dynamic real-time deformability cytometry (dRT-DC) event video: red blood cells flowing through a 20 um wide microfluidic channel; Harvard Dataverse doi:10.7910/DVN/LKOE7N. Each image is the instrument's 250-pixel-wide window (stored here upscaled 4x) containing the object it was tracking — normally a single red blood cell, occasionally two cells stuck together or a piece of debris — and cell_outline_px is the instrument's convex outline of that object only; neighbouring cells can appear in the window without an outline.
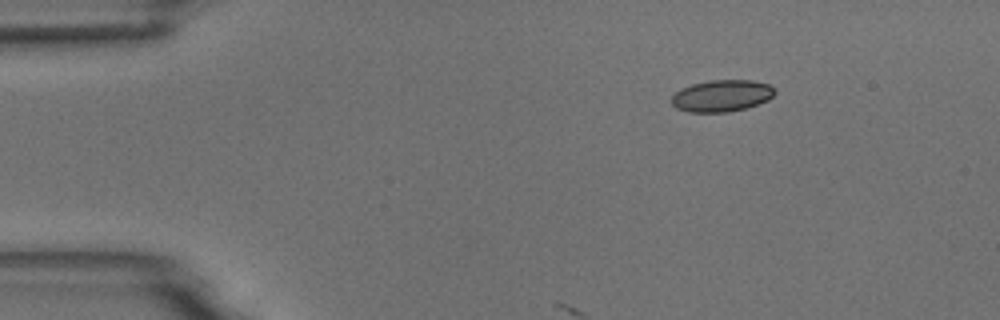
{"species": "common noctule bat (a hibernating species)", "species_latin": "Nyctalus noctula", "temperature_condition": "room temperature", "stored_images_in_passage": 3, "camera_frame_rate_fps": 3000, "um_per_image_px": 0.085, "animal": {"sex": "male", "body_mass_g": 18.8}, "frame": {"image": 1, "passage_image": 1, "time_ms": 0.0, "image_size_px": [1000, 320], "cell_outline_px": [[776, 92], [768, 100], [744, 108], [728, 112], [688, 112], [676, 108], [672, 104], [672, 96], [680, 88], [692, 84], [708, 80], [752, 80], [768, 84], [776, 88]], "centroid_in_image_um": [61.34, 8.13], "position_along_channel_um": 23.7, "area_um2": 19.13}}